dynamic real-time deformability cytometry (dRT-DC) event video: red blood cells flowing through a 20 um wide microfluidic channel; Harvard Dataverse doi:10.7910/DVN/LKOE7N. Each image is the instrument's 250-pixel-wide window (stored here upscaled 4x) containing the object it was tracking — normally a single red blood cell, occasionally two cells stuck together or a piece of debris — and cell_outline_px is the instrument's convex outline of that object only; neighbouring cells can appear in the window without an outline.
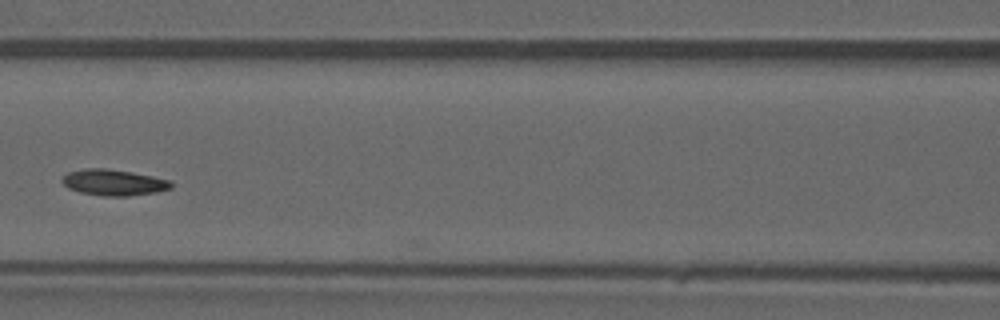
{"species": "common noctule bat (a hibernating species)", "species_latin": "Nyctalus noctula", "temperature_condition": "warm", "stored_images_in_passage": 10, "camera_frame_rate_fps": 3000, "um_per_image_px": 0.085, "animal": {"sex": "male", "forearm_length_mm": 52.5}, "frame": {"image": 1, "passage_image": 8, "time_ms": 2.333, "image_size_px": [1000, 320], "cell_outline_px": [[172, 188], [156, 192], [128, 196], [104, 196], [80, 192], [68, 188], [60, 180], [68, 172], [84, 168], [108, 168], [132, 172], [172, 180]], "centroid_in_image_um": [9.67, 15.5], "position_along_channel_um": 156.9, "area_um2": 16.65}}